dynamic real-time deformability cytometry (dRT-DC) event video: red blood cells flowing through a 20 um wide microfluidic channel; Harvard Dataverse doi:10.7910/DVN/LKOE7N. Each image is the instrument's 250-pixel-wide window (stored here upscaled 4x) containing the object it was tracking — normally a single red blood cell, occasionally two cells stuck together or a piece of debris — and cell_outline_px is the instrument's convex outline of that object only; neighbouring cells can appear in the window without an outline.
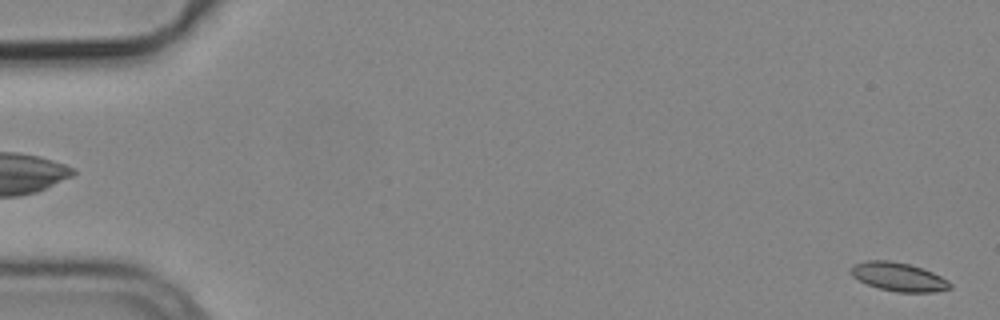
{"species": "common noctule bat (a hibernating species)", "species_latin": "Nyctalus noctula", "temperature_condition": "cold", "stored_images_in_passage": 4, "segment_of_instrument_passage": [2, 2], "camera_frame_rate_fps": 3000, "um_per_image_px": 0.085, "animal": {"sex": "male", "body_mass_g": 19.2, "forearm_length_mm": 51.8}, "frame": {"image": 1, "passage_image": 4, "time_ms": 1.0, "image_size_px": [1000, 320], "cell_outline_px": [[952, 288], [936, 292], [896, 292], [880, 288], [868, 284], [852, 276], [852, 268], [856, 264], [868, 260], [888, 260], [908, 264], [932, 272], [948, 280], [952, 284]], "centroid_in_image_um": [76.43, 23.54], "position_along_channel_um": 8.6, "area_um2": 16.24}}